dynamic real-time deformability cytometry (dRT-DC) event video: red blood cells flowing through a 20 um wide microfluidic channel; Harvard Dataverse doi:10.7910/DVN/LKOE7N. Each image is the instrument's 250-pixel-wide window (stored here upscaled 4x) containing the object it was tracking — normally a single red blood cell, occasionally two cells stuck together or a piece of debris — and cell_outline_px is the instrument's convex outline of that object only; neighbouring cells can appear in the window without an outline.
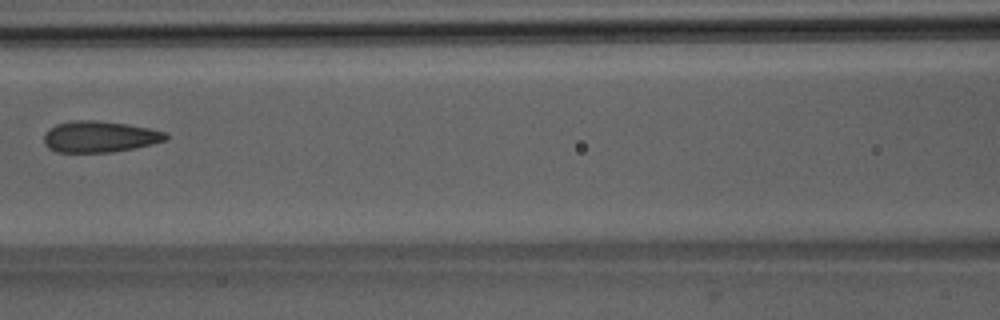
{"species": "Egyptian fruit bat (a non-hibernating species)", "species_latin": "Rousettus aegyptiacus", "temperature_condition": "room temperature", "stored_images_in_passage": 5, "camera_frame_rate_fps": 3000, "um_per_image_px": 0.085, "animal": {"sex": "male"}, "frame": {"image": 1, "passage_image": 4, "time_ms": 3.333, "image_size_px": [1000, 320], "cell_outline_px": [[168, 140], [152, 144], [112, 152], [56, 152], [48, 148], [44, 144], [44, 132], [48, 128], [56, 124], [72, 120], [96, 120], [128, 124], [148, 128], [164, 132], [168, 136]], "centroid_in_image_um": [8.42, 11.61], "position_along_channel_um": 158.2, "area_um2": 22.31}}